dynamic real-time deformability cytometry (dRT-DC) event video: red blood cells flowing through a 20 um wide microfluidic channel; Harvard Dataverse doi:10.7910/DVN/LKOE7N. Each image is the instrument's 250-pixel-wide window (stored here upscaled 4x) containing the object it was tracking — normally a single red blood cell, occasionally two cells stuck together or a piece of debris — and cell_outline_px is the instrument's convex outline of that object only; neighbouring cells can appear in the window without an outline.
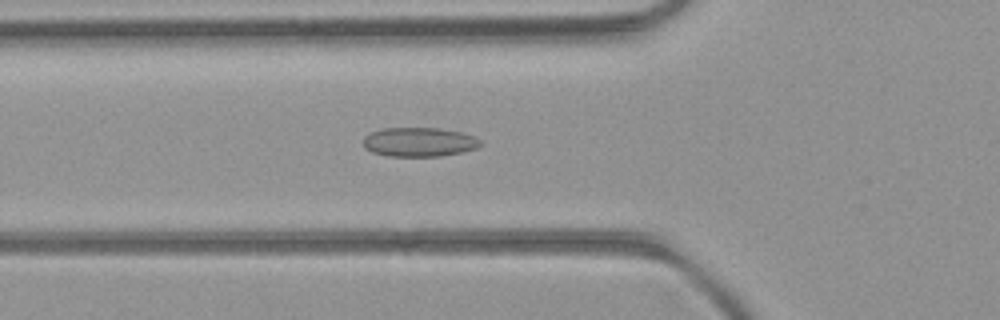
{"species": "common noctule bat (a hibernating species)", "species_latin": "Nyctalus noctula", "temperature_condition": "room temperature", "stored_images_in_passage": 49, "camera_frame_rate_fps": 3000, "um_per_image_px": 0.085, "animal": {"sex": "female", "body_mass_g": 21.9}, "frame": {"image": 1, "passage_image": 17, "time_ms": 5.333, "image_size_px": [1000, 320], "cell_outline_px": [[484, 144], [476, 148], [460, 152], [440, 156], [388, 156], [372, 152], [364, 148], [364, 136], [368, 132], [384, 128], [440, 128], [460, 132], [476, 136]], "centroid_in_image_um": [35.62, 12.06], "position_along_channel_um": 90.2, "area_um2": 20.06}}
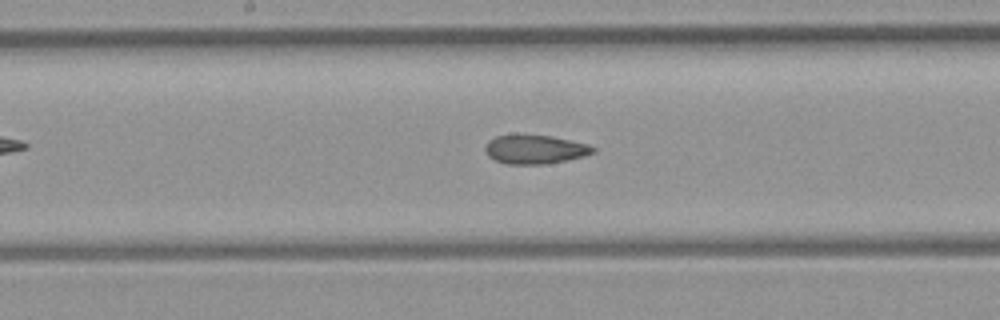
{"frame": {"image": 2, "passage_image": 25, "time_ms": 8.0, "image_size_px": [1000, 320], "cell_outline_px": [[596, 152], [584, 156], [568, 160], [548, 164], [504, 164], [488, 156], [484, 148], [488, 140], [496, 136], [552, 136], [588, 144], [596, 148]], "centroid_in_image_um": [45.5, 12.72], "position_along_channel_um": 202.7, "area_um2": 18.03}}
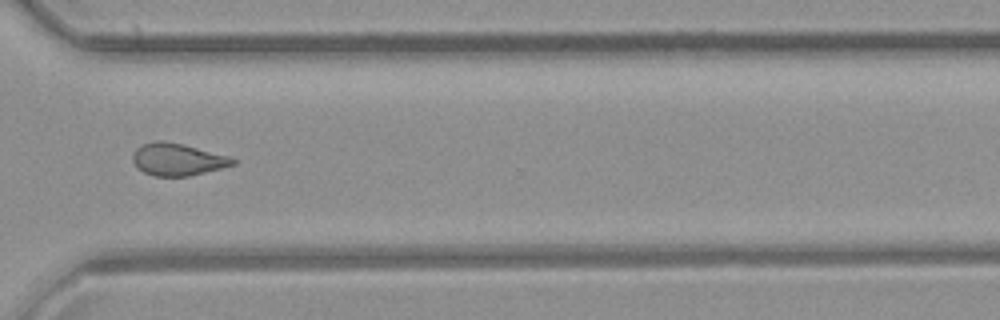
{"frame": {"image": 3, "passage_image": 36, "time_ms": 11.667, "image_size_px": [1000, 320], "cell_outline_px": [[236, 164], [188, 176], [152, 176], [136, 168], [132, 160], [132, 156], [136, 148], [140, 144], [156, 140], [160, 140], [180, 144], [228, 156], [236, 160]], "centroid_in_image_um": [15.02, 13.55], "position_along_channel_um": 355.6, "area_um2": 18.61}, "authors_computed_cell_mechanics": {"area_um2": 19.363, "velocity_mm_per_s": 4.1767, "shape_relaxation_time_tau1_ms": null, "shape_relaxation_time_tau2_ms": 3.0681, "deformation_change_tau1": null, "deformation_change_tau2": 0.0968}}